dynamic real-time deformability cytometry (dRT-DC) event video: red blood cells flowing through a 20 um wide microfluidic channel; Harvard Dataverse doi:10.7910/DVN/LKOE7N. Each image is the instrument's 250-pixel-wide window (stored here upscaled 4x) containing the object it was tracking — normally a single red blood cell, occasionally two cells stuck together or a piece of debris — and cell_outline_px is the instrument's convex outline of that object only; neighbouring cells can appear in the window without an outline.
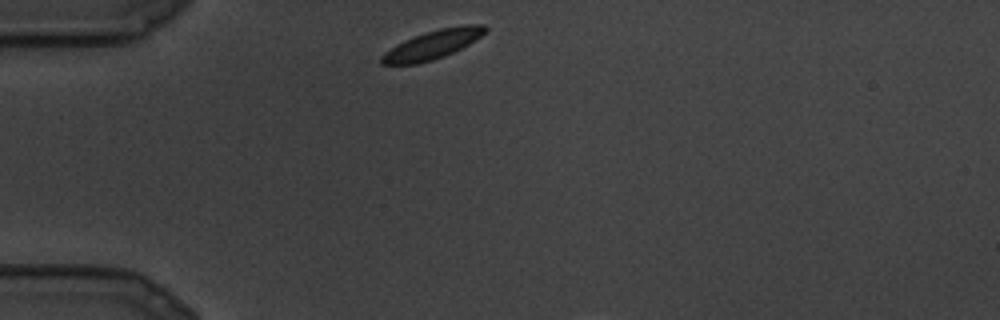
{"species": "common noctule bat (a hibernating species)", "species_latin": "Nyctalus noctula", "temperature_condition": "cold", "stored_images_in_passage": 4, "camera_frame_rate_fps": 3000, "um_per_image_px": 0.085, "animal": {"sex": "male", "body_mass_g": 19.5, "forearm_length_mm": 54.6}, "frame": {"image": 1, "passage_image": 1, "time_ms": 0.0, "image_size_px": [1000, 320], "cell_outline_px": [[488, 28], [480, 36], [468, 44], [444, 56], [432, 60], [416, 64], [380, 64], [380, 56], [384, 52], [396, 44], [404, 40], [424, 32], [440, 28], [464, 24], [484, 24]], "centroid_in_image_um": [36.74, 3.78], "position_along_channel_um": 48.3, "area_um2": 17.28}}